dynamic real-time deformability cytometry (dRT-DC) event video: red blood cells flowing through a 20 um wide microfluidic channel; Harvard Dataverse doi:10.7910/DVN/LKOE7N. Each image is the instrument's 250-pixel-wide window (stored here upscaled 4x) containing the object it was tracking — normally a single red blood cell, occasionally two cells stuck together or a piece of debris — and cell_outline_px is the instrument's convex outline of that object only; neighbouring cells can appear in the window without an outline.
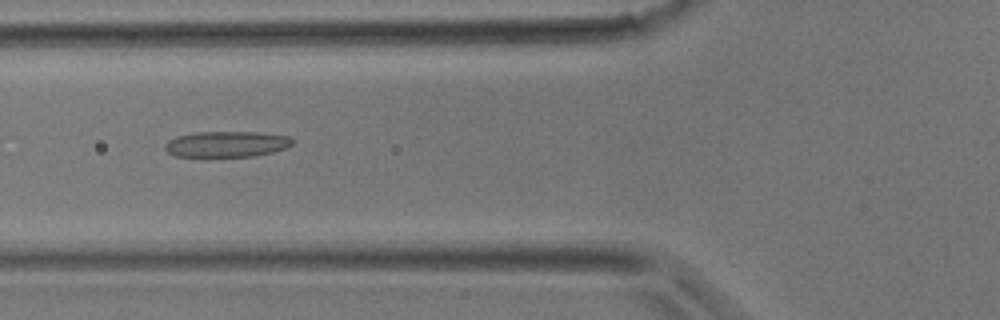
{"species": "common noctule bat (a hibernating species)", "species_latin": "Nyctalus noctula", "temperature_condition": "room temperature", "stored_images_in_passage": 39, "camera_frame_rate_fps": 3000, "um_per_image_px": 0.085, "animal": {"sex": "male", "body_mass_g": 17.9}, "frame": {"image": 1, "passage_image": 15, "time_ms": 4.667, "image_size_px": [1000, 320], "cell_outline_px": [[292, 144], [288, 148], [256, 156], [176, 156], [168, 152], [164, 148], [164, 144], [168, 140], [176, 136], [196, 132], [256, 132], [288, 136], [292, 140]], "centroid_in_image_um": [19.25, 12.25], "position_along_channel_um": 106.5, "area_um2": 19.13}}
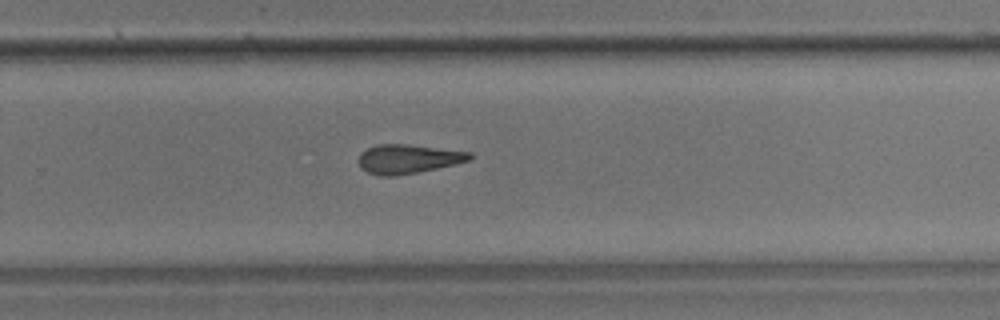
{"frame": {"image": 2, "passage_image": 26, "time_ms": 8.333, "image_size_px": [1000, 320], "cell_outline_px": [[472, 160], [436, 168], [396, 176], [380, 176], [368, 172], [360, 168], [360, 156], [368, 148], [376, 144], [404, 144], [472, 152]], "centroid_in_image_um": [34.71, 13.51], "position_along_channel_um": 295.1, "area_um2": 18.55}}
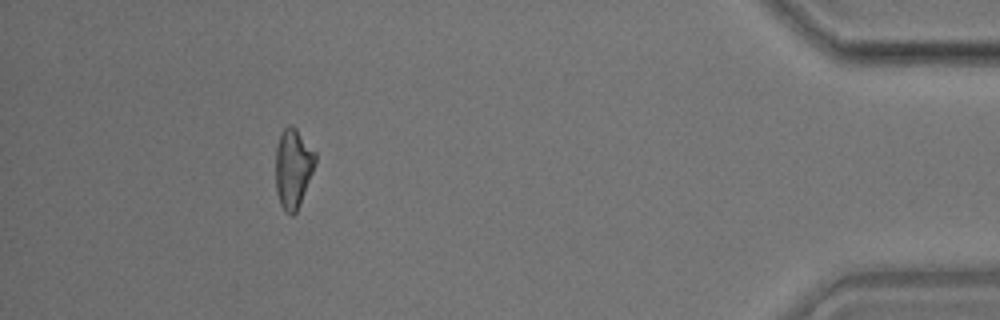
{"frame": {"image": 3, "passage_image": 36, "time_ms": 11.667, "image_size_px": [1000, 320], "cell_outline_px": [[316, 164], [300, 204], [296, 212], [292, 216], [284, 212], [280, 204], [276, 192], [276, 148], [280, 136], [284, 128], [288, 124], [292, 124], [296, 128], [316, 152]], "centroid_in_image_um": [24.92, 14.31], "position_along_channel_um": 410.3, "area_um2": 18.55}}